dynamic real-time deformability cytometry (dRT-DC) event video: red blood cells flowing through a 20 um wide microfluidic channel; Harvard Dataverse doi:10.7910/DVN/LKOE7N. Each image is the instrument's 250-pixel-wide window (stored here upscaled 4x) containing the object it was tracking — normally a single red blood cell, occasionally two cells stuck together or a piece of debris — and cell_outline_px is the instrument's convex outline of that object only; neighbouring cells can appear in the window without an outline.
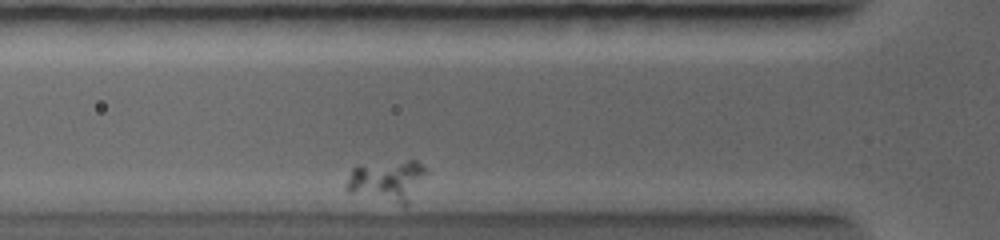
{"species": "common noctule bat (a hibernating species)", "species_latin": "Nyctalus noctula", "temperature_condition": "warm", "stored_images_in_passage": 17, "camera_frame_rate_fps": 5000, "um_per_image_px": 0.085, "animal": {"sex": "female", "body_mass_g": 19.0, "forearm_length_mm": 56.7}, "frame": {"image": 1, "passage_image": 3, "time_ms": 1.0, "image_size_px": [1000, 240], "cell_outline_px": [[424, 172], [408, 204], [400, 204], [348, 192], [344, 188], [352, 168], [408, 160], [416, 160], [424, 168]], "centroid_in_image_um": [32.85, 15.38], "position_along_channel_um": 93.0, "area_um2": 18.03}}
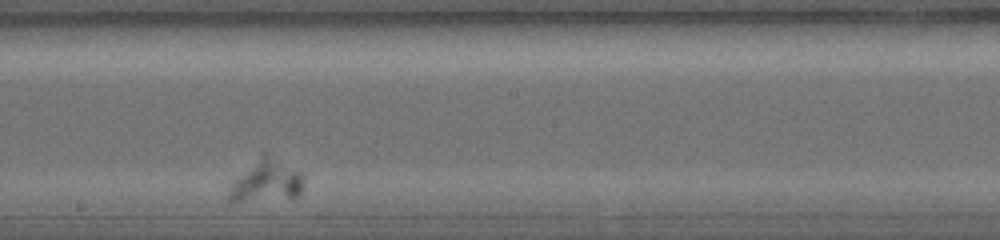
{"frame": {"image": 2, "passage_image": 10, "time_ms": 4.4, "image_size_px": [1000, 240], "cell_outline_px": [[304, 188], [296, 196], [244, 200], [228, 200], [228, 192], [232, 180], [264, 148], [300, 172], [304, 176]], "centroid_in_image_um": [22.63, 15.25], "position_along_channel_um": 225.6, "area_um2": 18.67}}
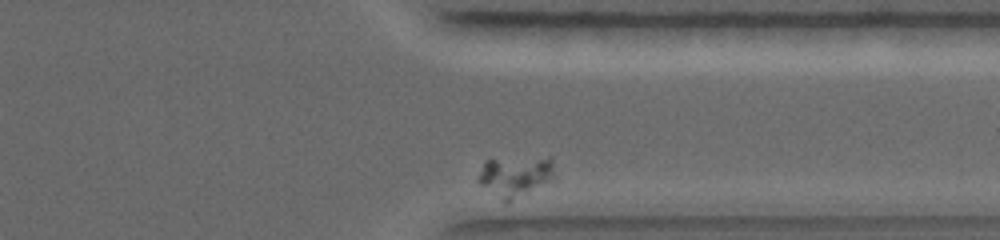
{"frame": {"image": 3, "passage_image": 17, "time_ms": 7.8, "image_size_px": [1000, 240], "cell_outline_px": [[556, 176], [528, 192], [508, 200], [504, 200], [480, 184], [476, 180], [484, 160], [548, 156], [552, 156]], "centroid_in_image_um": [43.82, 14.89], "position_along_channel_um": 367.6, "area_um2": 17.69}}